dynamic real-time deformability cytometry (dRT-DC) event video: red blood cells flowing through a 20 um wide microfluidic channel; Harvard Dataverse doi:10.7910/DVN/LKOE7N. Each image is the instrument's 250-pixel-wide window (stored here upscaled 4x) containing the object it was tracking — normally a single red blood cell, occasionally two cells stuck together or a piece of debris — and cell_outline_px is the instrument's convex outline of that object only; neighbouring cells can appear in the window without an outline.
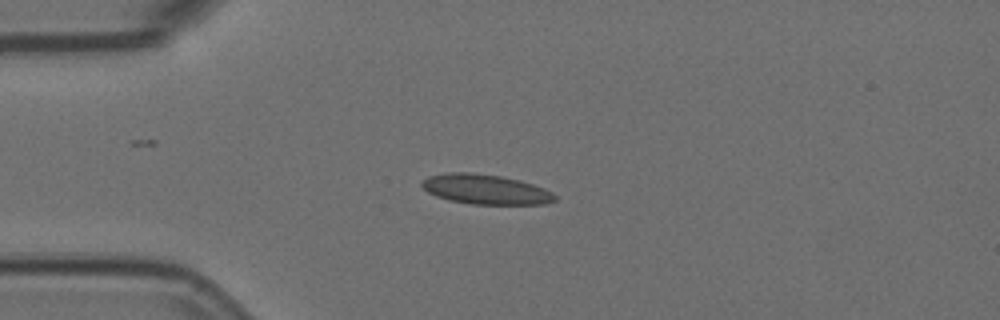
{"species": "Egyptian fruit bat (a non-hibernating species)", "species_latin": "Rousettus aegyptiacus", "temperature_condition": "room temperature", "stored_images_in_passage": 9, "camera_frame_rate_fps": 3000, "um_per_image_px": 0.085, "animal": {"sex": "female"}, "frame": {"image": 1, "passage_image": 3, "time_ms": 0.667, "image_size_px": [1000, 320], "cell_outline_px": [[556, 200], [544, 204], [472, 204], [448, 200], [436, 196], [428, 192], [420, 184], [428, 176], [448, 172], [472, 172], [500, 176], [520, 180], [544, 188], [552, 192], [556, 196]], "centroid_in_image_um": [41.27, 16.09], "position_along_channel_um": 43.7, "area_um2": 23.12}}
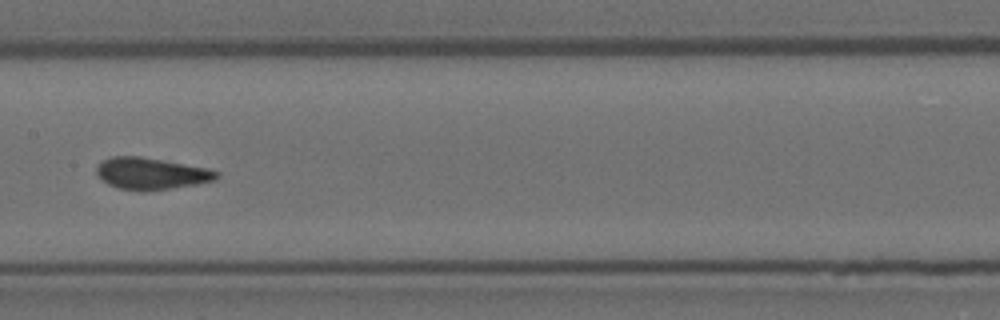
{"frame": {"image": 2, "passage_image": 7, "time_ms": 2.0, "image_size_px": [1000, 320], "cell_outline_px": [[220, 176], [216, 180], [196, 184], [172, 188], [120, 188], [108, 184], [96, 176], [96, 168], [104, 160], [112, 156], [140, 156], [208, 168], [220, 172]], "centroid_in_image_um": [12.88, 14.71], "position_along_channel_um": 194.5, "area_um2": 21.56}}
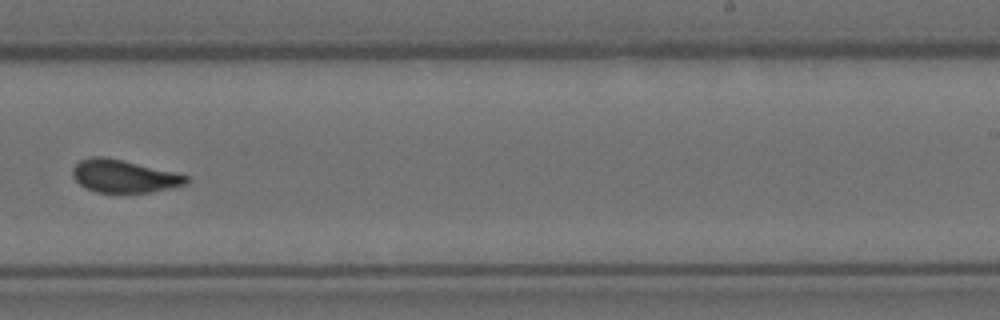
{"frame": {"image": 3, "passage_image": 9, "time_ms": 2.667, "image_size_px": [1000, 320], "cell_outline_px": [[188, 184], [152, 192], [96, 192], [80, 184], [72, 176], [72, 168], [80, 160], [92, 156], [104, 156], [172, 172], [188, 176]], "centroid_in_image_um": [10.5, 14.98], "position_along_channel_um": 278.5, "area_um2": 21.33}}